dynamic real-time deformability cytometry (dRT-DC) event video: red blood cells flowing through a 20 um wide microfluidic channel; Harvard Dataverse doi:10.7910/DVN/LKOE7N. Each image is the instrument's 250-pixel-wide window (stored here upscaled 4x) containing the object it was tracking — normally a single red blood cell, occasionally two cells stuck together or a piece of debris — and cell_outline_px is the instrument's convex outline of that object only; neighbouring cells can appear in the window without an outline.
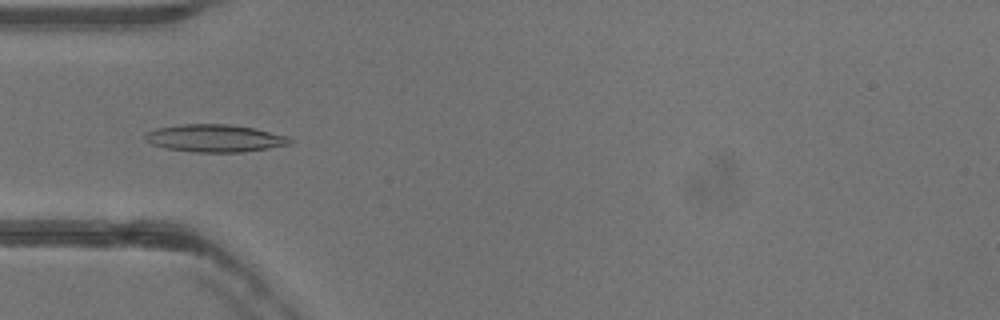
{"species": "common noctule bat (a hibernating species)", "species_latin": "Nyctalus noctula", "temperature_condition": "warm", "stored_images_in_passage": 51, "camera_frame_rate_fps": 3000, "um_per_image_px": 0.085, "animal": {"sex": "female"}, "frame": {"image": 1, "passage_image": 16, "time_ms": 5.0, "image_size_px": [1000, 320], "cell_outline_px": [[292, 144], [268, 148], [240, 152], [192, 152], [164, 148], [152, 144], [144, 140], [144, 136], [148, 132], [156, 128], [180, 124], [228, 124], [252, 128], [288, 136], [292, 140]], "centroid_in_image_um": [18.23, 11.75], "position_along_channel_um": 66.8, "area_um2": 23.18}}
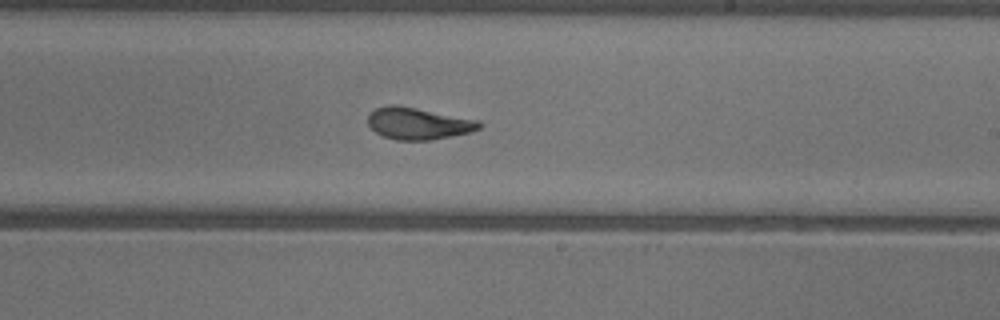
{"frame": {"image": 2, "passage_image": 30, "time_ms": 9.667, "image_size_px": [1000, 320], "cell_outline_px": [[484, 124], [480, 128], [472, 132], [432, 140], [396, 140], [384, 136], [376, 132], [368, 124], [368, 112], [376, 108], [388, 104], [396, 104], [480, 120]], "centroid_in_image_um": [35.57, 10.49], "position_along_channel_um": 253.4, "area_um2": 20.92}}
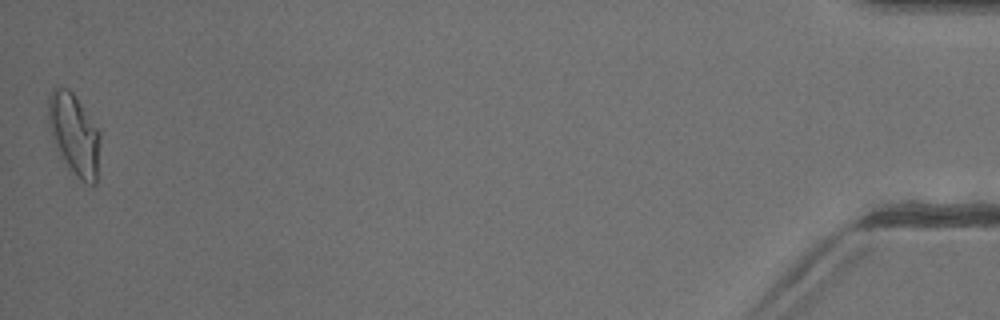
{"frame": {"image": 3, "passage_image": 51, "time_ms": 16.667, "image_size_px": [1000, 320], "cell_outline_px": [[100, 136], [96, 184], [84, 184], [68, 172], [60, 156], [48, 120], [48, 96], [52, 88], [68, 88], [76, 96], [100, 132]], "centroid_in_image_um": [6.31, 11.47], "position_along_channel_um": 428.9, "area_um2": 24.68}, "authors_computed_cell_mechanics": {"area_um2": 21.0392, "velocity_mm_per_s": 3.9788, "shape_relaxation_time_tau1_ms": 4.7592, "shape_relaxation_time_tau2_ms": 1.2561, "deformation_change_tau1": 0.1978, "deformation_change_tau2": 0.0835}}